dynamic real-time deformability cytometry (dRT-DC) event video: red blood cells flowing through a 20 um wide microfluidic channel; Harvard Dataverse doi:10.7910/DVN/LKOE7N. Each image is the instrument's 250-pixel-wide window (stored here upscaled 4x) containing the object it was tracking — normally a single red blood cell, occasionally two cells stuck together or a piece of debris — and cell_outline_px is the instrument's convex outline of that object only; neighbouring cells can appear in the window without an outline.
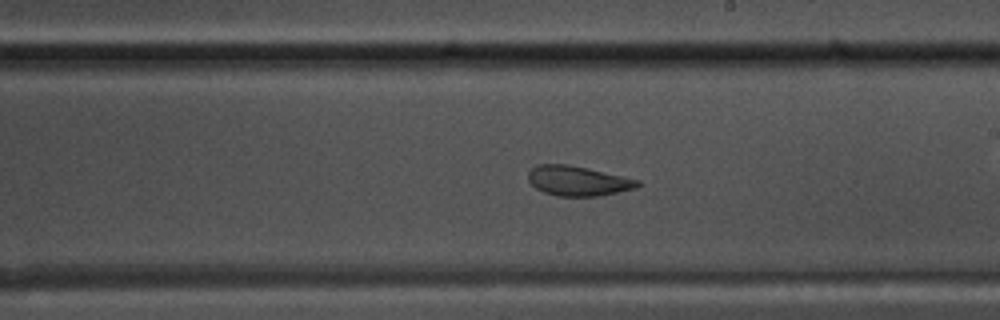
{"species": "common noctule bat (a hibernating species)", "species_latin": "Nyctalus noctula", "temperature_condition": "warm", "stored_images_in_passage": 54, "camera_frame_rate_fps": 3000, "um_per_image_px": 0.085, "animal": {"sex": "male", "body_mass_g": 17.5, "forearm_length_mm": 52.3}, "frame": {"image": 1, "passage_image": 31, "time_ms": 10.0, "image_size_px": [1000, 320], "cell_outline_px": [[640, 184], [636, 188], [600, 196], [556, 196], [544, 192], [536, 188], [528, 180], [528, 172], [536, 164], [568, 164], [588, 168], [640, 180]], "centroid_in_image_um": [49.11, 15.37], "position_along_channel_um": 239.9, "area_um2": 19.07}, "authors_computed_cell_mechanics": {"area_um2": 24.854, "velocity_mm_per_s": 3.8483, "shape_relaxation_time_tau1_ms": 7.056, "shape_relaxation_time_tau2_ms": 1.5574, "deformation_change_tau1": 0.1912, "deformation_change_tau2": 0.0869}}